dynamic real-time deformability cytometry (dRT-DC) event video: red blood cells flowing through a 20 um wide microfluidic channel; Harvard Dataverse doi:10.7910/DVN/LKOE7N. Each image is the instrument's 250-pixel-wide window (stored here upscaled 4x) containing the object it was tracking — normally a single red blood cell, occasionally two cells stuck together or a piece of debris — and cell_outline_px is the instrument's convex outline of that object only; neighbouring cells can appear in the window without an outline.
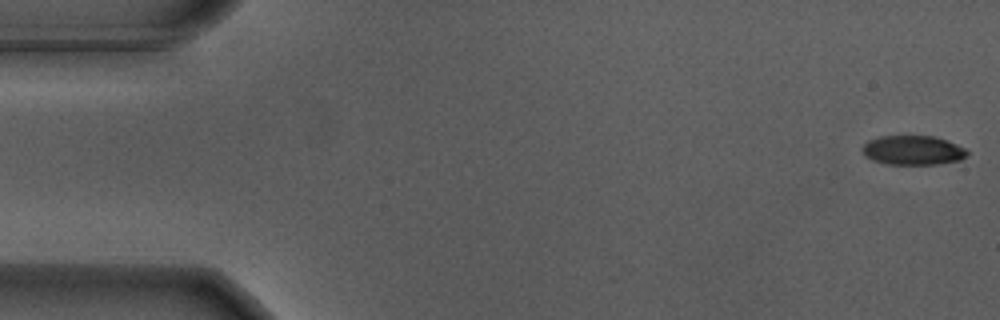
{"species": "Egyptian fruit bat (a non-hibernating species)", "species_latin": "Rousettus aegyptiacus", "temperature_condition": "warm", "stored_images_in_passage": 55, "camera_frame_rate_fps": 3000, "um_per_image_px": 0.085, "animal": {"sex": "male"}, "frame": {"image": 1, "passage_image": 1, "time_ms": 0.0, "image_size_px": [1000, 320], "cell_outline_px": [[968, 152], [960, 160], [936, 164], [888, 164], [872, 160], [864, 156], [864, 144], [868, 140], [880, 136], [936, 136], [956, 144], [964, 148]], "centroid_in_image_um": [77.58, 12.76], "position_along_channel_um": 7.4, "area_um2": 17.74}}
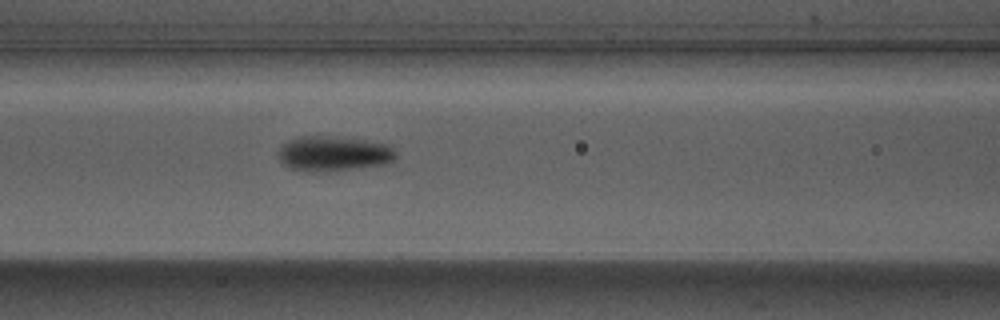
{"frame": {"image": 2, "passage_image": 23, "time_ms": 7.333, "image_size_px": [1000, 320], "cell_outline_px": [[396, 156], [392, 160], [384, 164], [352, 168], [312, 172], [308, 172], [292, 168], [284, 164], [280, 160], [276, 152], [280, 144], [296, 136], [332, 136], [364, 140], [392, 144], [396, 152]], "centroid_in_image_um": [28.31, 13.02], "position_along_channel_um": 138.3, "area_um2": 24.1}}
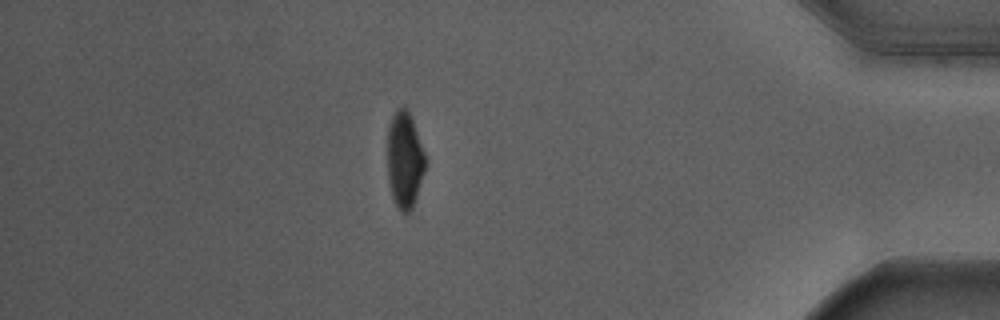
{"frame": {"image": 3, "passage_image": 48, "time_ms": 15.667, "image_size_px": [1000, 320], "cell_outline_px": [[428, 160], [412, 208], [408, 212], [400, 212], [392, 196], [388, 180], [388, 124], [396, 108], [404, 104], [408, 108]], "centroid_in_image_um": [34.4, 13.52], "position_along_channel_um": 400.8, "area_um2": 21.56}, "authors_computed_cell_mechanics": {"area_um2": 21.4438, "velocity_mm_per_s": 3.6986, "shape_relaxation_time_tau1_ms": 3.0991, "shape_relaxation_time_tau2_ms": 1.7178, "deformation_change_tau1": 0.1718, "deformation_change_tau2": 0.0584}}